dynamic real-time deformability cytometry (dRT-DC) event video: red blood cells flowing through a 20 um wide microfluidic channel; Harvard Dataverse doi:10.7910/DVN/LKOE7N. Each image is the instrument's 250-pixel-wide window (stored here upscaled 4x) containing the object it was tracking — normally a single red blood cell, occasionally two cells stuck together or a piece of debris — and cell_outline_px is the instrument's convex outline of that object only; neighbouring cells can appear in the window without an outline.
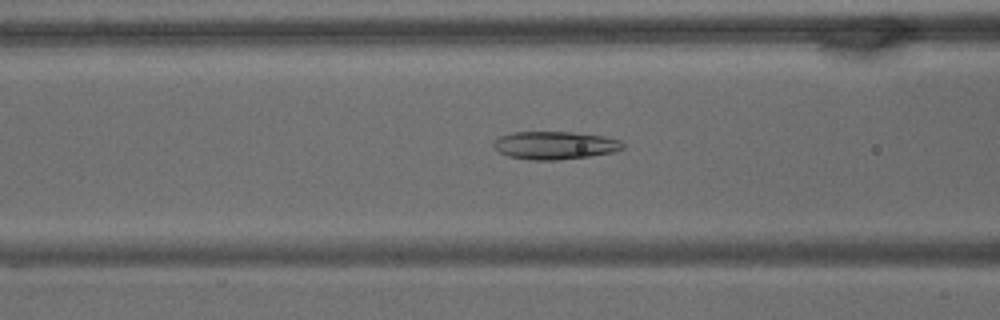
{"species": "common noctule bat (a hibernating species)", "species_latin": "Nyctalus noctula", "temperature_condition": "warm", "stored_images_in_passage": 66, "camera_frame_rate_fps": 3000, "um_per_image_px": 0.085, "animal": {"sex": "male", "body_mass_g": 15.6}, "frame": {"image": 1, "passage_image": 26, "time_ms": 8.333, "image_size_px": [1000, 320], "cell_outline_px": [[624, 148], [612, 152], [588, 156], [556, 160], [532, 160], [508, 156], [500, 152], [492, 144], [500, 136], [512, 132], [572, 132], [604, 136], [620, 140], [624, 144]], "centroid_in_image_um": [47.17, 12.35], "position_along_channel_um": 119.4, "area_um2": 20.87}}
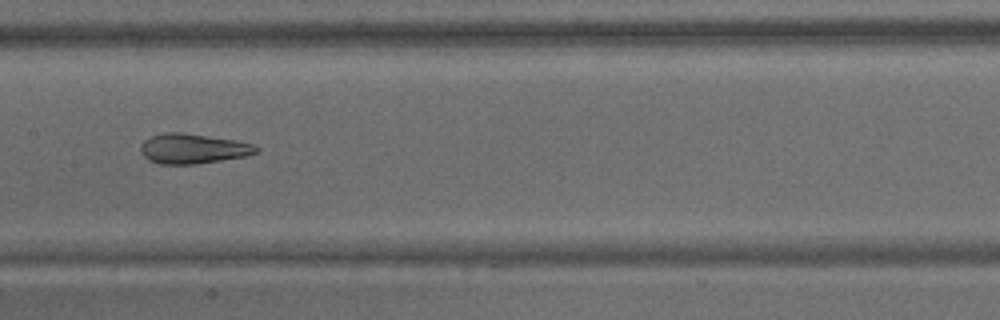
{"frame": {"image": 2, "passage_image": 33, "time_ms": 10.667, "image_size_px": [1000, 320], "cell_outline_px": [[260, 148], [256, 152], [244, 156], [220, 160], [192, 164], [160, 164], [148, 160], [140, 152], [140, 144], [144, 140], [152, 136], [164, 132], [180, 132], [236, 140], [256, 144]], "centroid_in_image_um": [16.37, 12.63], "position_along_channel_um": 191.0, "area_um2": 20.11}}
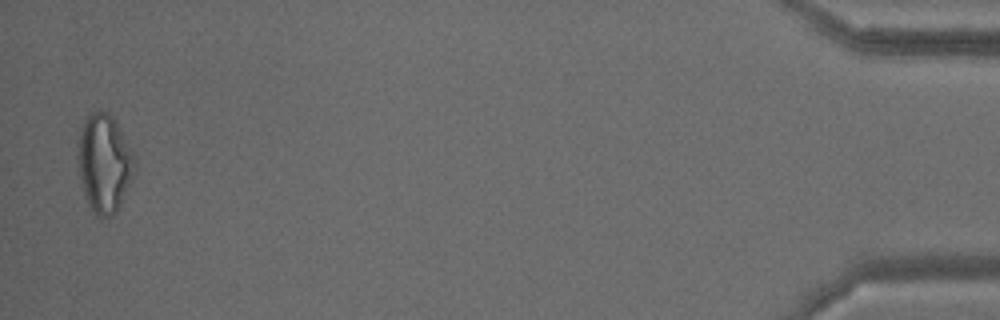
{"frame": {"image": 3, "passage_image": 65, "time_ms": 21.333, "image_size_px": [1000, 320], "cell_outline_px": [[136, 164], [120, 204], [116, 212], [112, 216], [100, 220], [92, 212], [88, 204], [84, 192], [80, 176], [76, 156], [80, 128], [84, 120], [92, 112], [108, 112], [112, 116], [136, 156]], "centroid_in_image_um": [8.84, 13.89], "position_along_channel_um": 426.4, "area_um2": 32.48}, "authors_computed_cell_mechanics": {"area_um2": 25.2875, "velocity_mm_per_s": 3.06, "shape_relaxation_time_tau1_ms": null, "shape_relaxation_time_tau2_ms": 1.3307, "deformation_change_tau1": null, "deformation_change_tau2": 0.1014}}